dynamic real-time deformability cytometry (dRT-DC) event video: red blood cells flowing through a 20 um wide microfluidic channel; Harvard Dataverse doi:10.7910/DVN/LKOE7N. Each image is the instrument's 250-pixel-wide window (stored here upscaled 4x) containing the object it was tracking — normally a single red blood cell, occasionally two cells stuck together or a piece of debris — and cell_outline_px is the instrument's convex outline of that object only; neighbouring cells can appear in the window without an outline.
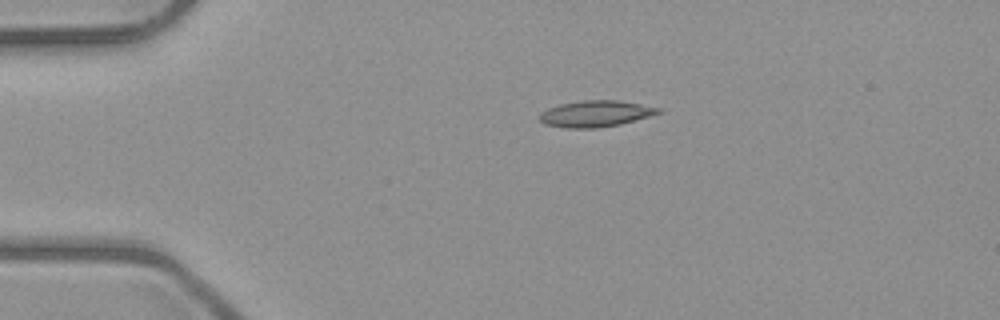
{"species": "common noctule bat (a hibernating species)", "species_latin": "Nyctalus noctula", "temperature_condition": "room temperature", "stored_images_in_passage": 4, "camera_frame_rate_fps": 3000, "um_per_image_px": 0.085, "animal": {"sex": "male", "body_mass_g": 23.1, "forearm_length_mm": 52.7}, "frame": {"image": 1, "passage_image": 3, "time_ms": 3.0, "image_size_px": [1000, 320], "cell_outline_px": [[664, 112], [620, 124], [596, 128], [564, 128], [544, 124], [540, 120], [540, 112], [548, 108], [560, 104], [584, 100], [620, 100], [664, 108]], "centroid_in_image_um": [50.67, 9.66], "position_along_channel_um": 34.3, "area_um2": 18.38}}